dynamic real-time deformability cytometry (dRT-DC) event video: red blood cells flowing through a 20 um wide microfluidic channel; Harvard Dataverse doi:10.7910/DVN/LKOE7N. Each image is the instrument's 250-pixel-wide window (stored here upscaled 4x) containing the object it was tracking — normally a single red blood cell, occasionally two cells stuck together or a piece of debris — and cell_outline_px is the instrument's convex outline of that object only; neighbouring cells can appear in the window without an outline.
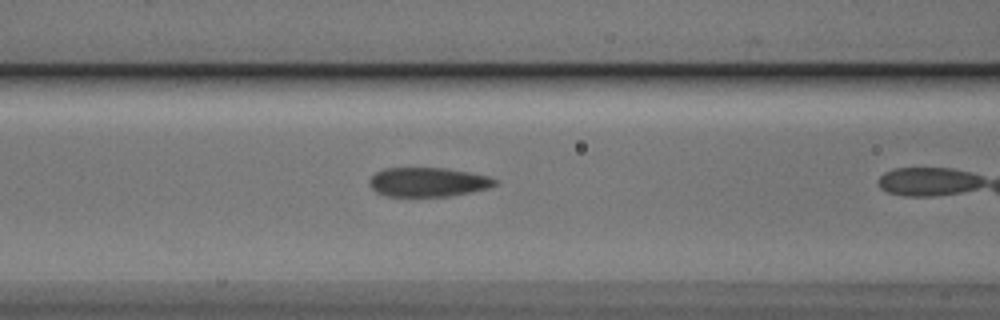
{"species": "Egyptian fruit bat (a non-hibernating species)", "species_latin": "Rousettus aegyptiacus", "temperature_condition": "cold", "stored_images_in_passage": 18, "camera_frame_rate_fps": 3000, "um_per_image_px": 0.085, "animal": {"sex": "male"}, "frame": {"image": 1, "passage_image": 15, "time_ms": 4.667, "image_size_px": [1000, 320], "cell_outline_px": [[500, 184], [492, 188], [448, 196], [388, 196], [376, 192], [368, 184], [368, 180], [376, 172], [384, 168], [444, 168], [468, 172], [488, 176], [500, 180]], "centroid_in_image_um": [36.43, 15.48], "position_along_channel_um": 130.2, "area_um2": 21.56}}
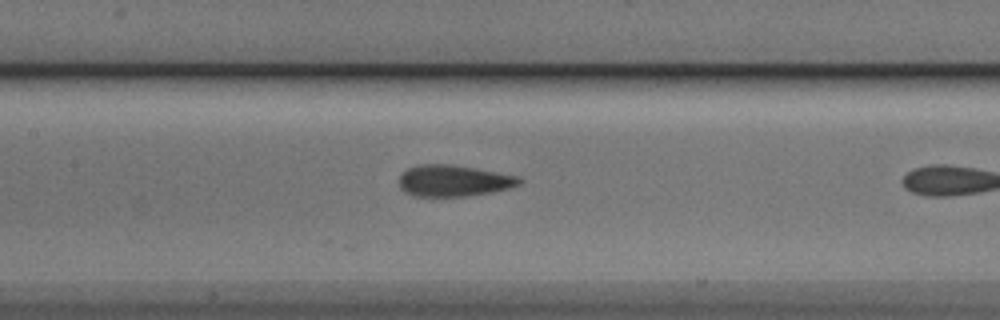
{"frame": {"image": 2, "passage_image": 18, "time_ms": 5.667, "image_size_px": [1000, 320], "cell_outline_px": [[524, 180], [520, 184], [508, 188], [492, 192], [468, 196], [412, 196], [404, 192], [400, 188], [400, 172], [416, 164], [448, 164], [476, 168], [520, 176]], "centroid_in_image_um": [38.55, 15.35], "position_along_channel_um": 168.8, "area_um2": 22.25}}